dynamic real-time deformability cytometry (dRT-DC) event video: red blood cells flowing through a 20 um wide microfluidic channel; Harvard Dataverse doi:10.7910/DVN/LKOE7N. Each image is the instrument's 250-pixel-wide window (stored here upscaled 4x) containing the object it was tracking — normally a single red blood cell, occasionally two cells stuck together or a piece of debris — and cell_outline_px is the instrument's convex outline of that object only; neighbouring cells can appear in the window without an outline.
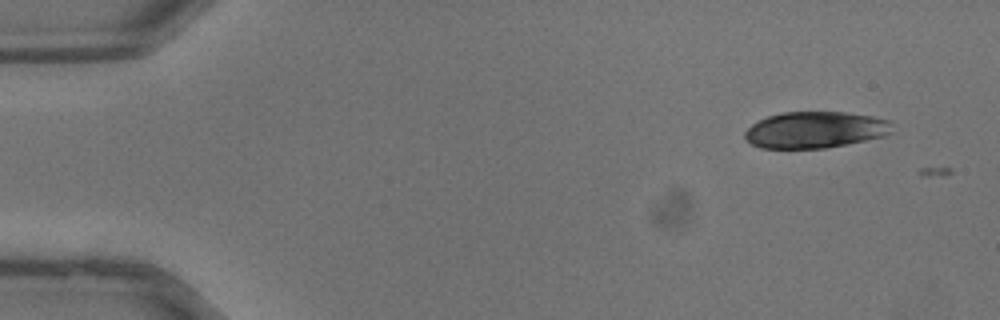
{"species": "common noctule bat (a hibernating species)", "species_latin": "Nyctalus noctula", "temperature_condition": "warm", "stored_images_in_passage": 3, "camera_frame_rate_fps": 3000, "um_per_image_px": 0.085, "animal": {"sex": "male", "body_mass_g": 13.3}, "frame": {"image": 1, "passage_image": 1, "time_ms": 0.0, "image_size_px": [1000, 320], "cell_outline_px": [[892, 132], [884, 136], [824, 148], [760, 148], [744, 140], [744, 132], [752, 124], [768, 116], [784, 112], [844, 112], [872, 116], [892, 120]], "centroid_in_image_um": [69.29, 11.03], "position_along_channel_um": 15.7, "area_um2": 31.27}}